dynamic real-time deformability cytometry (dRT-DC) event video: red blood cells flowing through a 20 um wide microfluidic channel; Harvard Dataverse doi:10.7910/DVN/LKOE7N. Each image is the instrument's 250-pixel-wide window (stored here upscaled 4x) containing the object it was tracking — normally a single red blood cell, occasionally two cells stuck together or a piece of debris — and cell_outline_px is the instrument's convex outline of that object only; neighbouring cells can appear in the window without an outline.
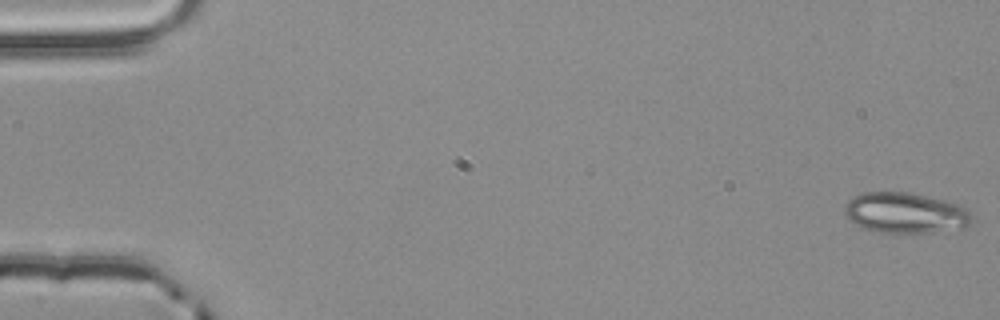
{"species": "common noctule bat (a hibernating species)", "species_latin": "Nyctalus noctula", "temperature_condition": "room temperature", "stored_images_in_passage": 4, "camera_frame_rate_fps": 3000, "um_per_image_px": 0.085, "animal": {"sex": "male", "body_mass_g": 20.4}, "frame": {"image": 1, "passage_image": 1, "time_ms": 0.0, "image_size_px": [1000, 320], "cell_outline_px": [[972, 224], [968, 228], [932, 232], [876, 232], [864, 228], [848, 220], [844, 212], [844, 204], [852, 196], [864, 192], [908, 192], [944, 200], [960, 204], [972, 216]], "centroid_in_image_um": [76.95, 18.09], "position_along_channel_um": 8.0, "area_um2": 30.35}}